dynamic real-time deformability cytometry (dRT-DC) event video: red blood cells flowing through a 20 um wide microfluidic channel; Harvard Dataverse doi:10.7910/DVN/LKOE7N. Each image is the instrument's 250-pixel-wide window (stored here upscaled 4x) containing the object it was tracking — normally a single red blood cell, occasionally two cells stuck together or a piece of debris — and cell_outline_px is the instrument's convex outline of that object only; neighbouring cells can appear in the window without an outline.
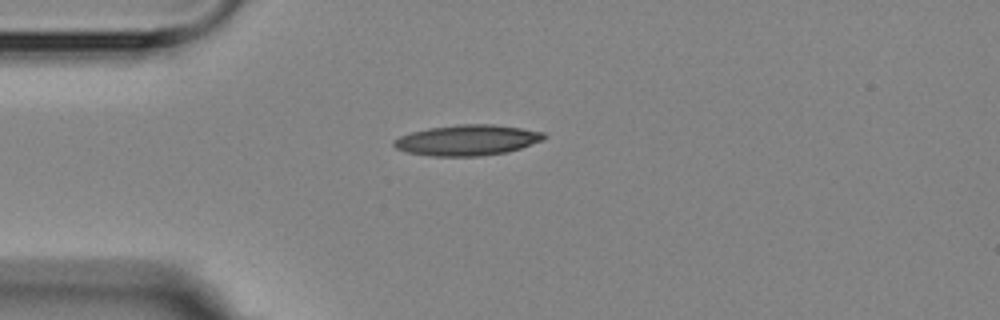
{"species": "Egyptian fruit bat (a non-hibernating species)", "species_latin": "Rousettus aegyptiacus", "temperature_condition": "room temperature", "stored_images_in_passage": 1, "camera_frame_rate_fps": 3000, "um_per_image_px": 0.085, "animal": {"sex": "female"}, "frame": {"image": 1, "passage_image": 1, "time_ms": 0.0, "image_size_px": [1000, 320], "cell_outline_px": [[548, 136], [544, 140], [508, 152], [480, 156], [432, 156], [404, 152], [396, 148], [392, 144], [392, 140], [400, 136], [412, 132], [428, 128], [460, 124], [492, 124], [520, 128], [544, 132]], "centroid_in_image_um": [39.71, 11.92], "position_along_channel_um": 45.3, "area_um2": 26.93}}